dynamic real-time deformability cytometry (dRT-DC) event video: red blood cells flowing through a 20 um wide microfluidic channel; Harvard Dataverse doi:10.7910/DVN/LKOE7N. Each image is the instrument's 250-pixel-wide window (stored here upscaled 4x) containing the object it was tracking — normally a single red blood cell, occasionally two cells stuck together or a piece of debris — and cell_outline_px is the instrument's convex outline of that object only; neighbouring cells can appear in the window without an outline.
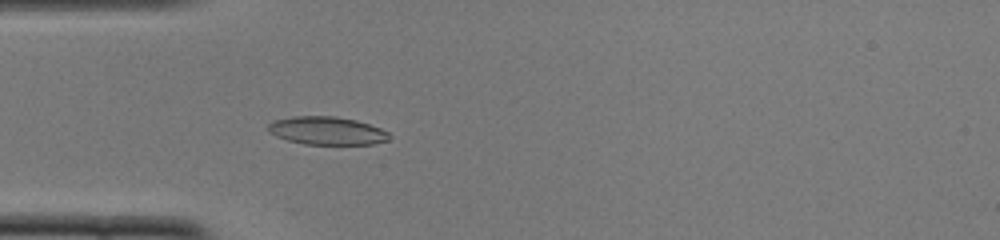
{"species": "common noctule bat (a hibernating species)", "species_latin": "Nyctalus noctula", "temperature_condition": "cold", "stored_images_in_passage": 51, "camera_frame_rate_fps": 3000, "um_per_image_px": 0.085, "animal": {"sex": "female", "body_mass_g": 22.0, "forearm_length_mm": 56.7}, "frame": {"image": 1, "passage_image": 15, "time_ms": 4.667, "image_size_px": [1000, 240], "cell_outline_px": [[388, 140], [372, 144], [304, 144], [288, 140], [276, 136], [268, 132], [268, 124], [272, 120], [292, 116], [336, 116], [356, 120], [380, 128], [388, 132]], "centroid_in_image_um": [27.74, 11.1], "position_along_channel_um": 57.3, "area_um2": 19.77}}
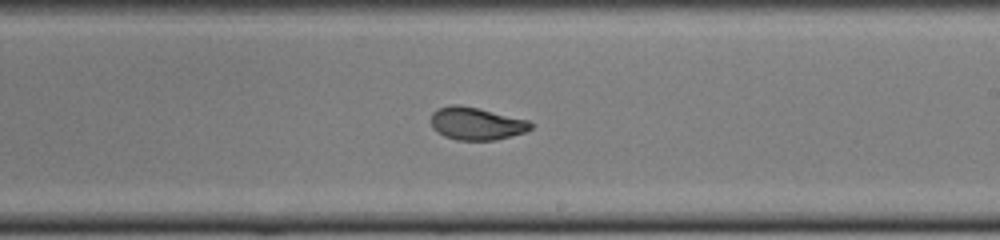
{"frame": {"image": 2, "passage_image": 30, "time_ms": 9.667, "image_size_px": [1000, 240], "cell_outline_px": [[532, 128], [524, 132], [496, 140], [456, 140], [444, 136], [436, 132], [432, 128], [432, 112], [436, 108], [448, 104], [460, 104], [528, 120], [532, 124]], "centroid_in_image_um": [40.43, 10.5], "position_along_channel_um": 248.6, "area_um2": 19.02}}
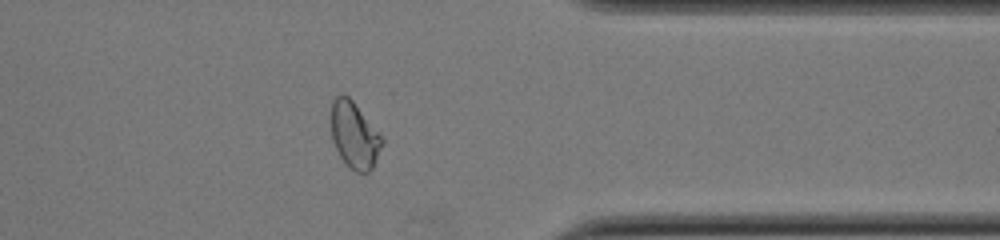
{"frame": {"image": 3, "passage_image": 41, "time_ms": 13.333, "image_size_px": [1000, 240], "cell_outline_px": [[384, 144], [372, 168], [368, 172], [356, 172], [340, 156], [332, 140], [332, 100], [340, 92], [344, 92], [352, 100], [380, 132], [384, 140]], "centroid_in_image_um": [30.15, 11.45], "position_along_channel_um": 381.2, "area_um2": 19.71}, "authors_computed_cell_mechanics": {"area_um2": 19.3052, "velocity_mm_per_s": 3.8936, "shape_relaxation_time_tau1_ms": 2.5972, "shape_relaxation_time_tau2_ms": 1.2688, "deformation_change_tau1": 0.1488, "deformation_change_tau2": 0.0675}}